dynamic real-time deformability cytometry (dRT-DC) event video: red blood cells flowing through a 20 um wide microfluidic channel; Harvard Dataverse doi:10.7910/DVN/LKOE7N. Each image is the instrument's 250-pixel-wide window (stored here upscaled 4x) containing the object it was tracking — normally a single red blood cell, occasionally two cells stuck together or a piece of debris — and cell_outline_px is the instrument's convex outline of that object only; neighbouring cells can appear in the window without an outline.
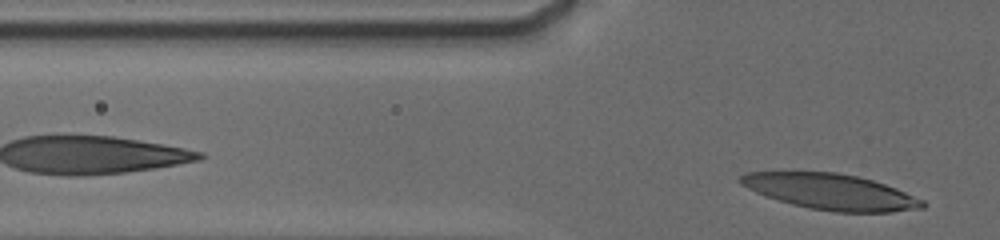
{"species": "human", "species_latin": "Homo sapiens", "temperature_condition": "cold", "stored_images_in_passage": 10, "segment_of_instrument_passage": [2, 2], "camera_frame_rate_fps": 3000, "um_per_image_px": 0.085, "donor": {"sex": "male"}, "frame": {"image": 1, "passage_image": 10, "time_ms": 3.0, "image_size_px": [1000, 240], "cell_outline_px": [[928, 204], [924, 208], [892, 212], [832, 212], [808, 208], [792, 204], [756, 192], [740, 184], [736, 180], [740, 176], [748, 172], [836, 172], [856, 176], [872, 180], [896, 188], [924, 200]], "centroid_in_image_um": [70.64, 16.3], "position_along_channel_um": 55.2, "area_um2": 37.86}}